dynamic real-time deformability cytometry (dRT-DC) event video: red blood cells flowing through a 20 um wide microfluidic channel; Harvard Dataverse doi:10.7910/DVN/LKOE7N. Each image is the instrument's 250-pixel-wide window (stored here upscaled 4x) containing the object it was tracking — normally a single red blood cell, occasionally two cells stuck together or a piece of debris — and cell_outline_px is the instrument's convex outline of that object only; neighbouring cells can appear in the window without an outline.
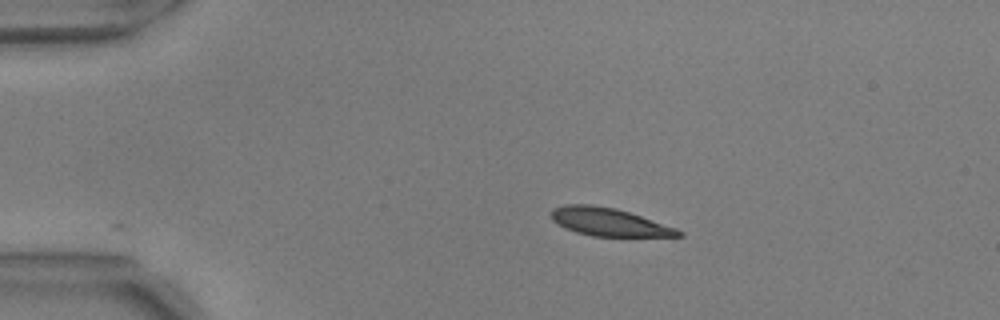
{"species": "common noctule bat (a hibernating species)", "species_latin": "Nyctalus noctula", "temperature_condition": "warm", "stored_images_in_passage": 21, "camera_frame_rate_fps": 3000, "um_per_image_px": 0.085, "animal": {"sex": "male", "body_mass_g": 17.9, "forearm_length_mm": 54.2}, "frame": {"image": 1, "passage_image": 1, "time_ms": 0.0, "image_size_px": [1000, 320], "cell_outline_px": [[684, 236], [592, 236], [576, 232], [552, 220], [552, 208], [564, 204], [592, 204], [616, 208], [676, 228], [684, 232]], "centroid_in_image_um": [51.76, 18.86], "position_along_channel_um": 33.2, "area_um2": 20.46}}
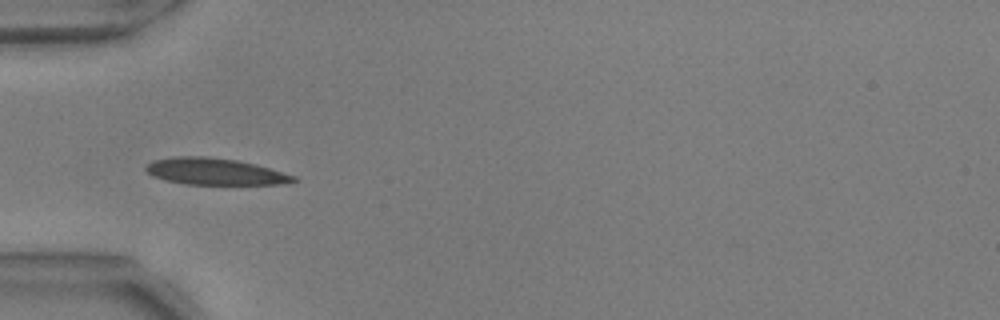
{"frame": {"image": 2, "passage_image": 8, "time_ms": 2.333, "image_size_px": [1000, 320], "cell_outline_px": [[296, 180], [280, 184], [184, 184], [164, 180], [152, 176], [144, 168], [152, 160], [180, 156], [204, 156], [236, 160], [256, 164], [296, 176]], "centroid_in_image_um": [18.23, 14.58], "position_along_channel_um": 66.8, "area_um2": 22.77}}
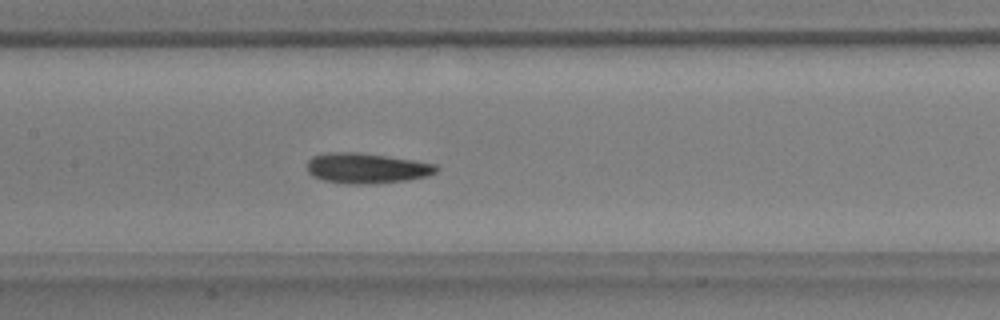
{"frame": {"image": 3, "passage_image": 17, "time_ms": 5.333, "image_size_px": [1000, 320], "cell_outline_px": [[440, 168], [436, 172], [428, 176], [408, 180], [372, 184], [344, 184], [324, 180], [312, 176], [308, 172], [308, 160], [312, 156], [324, 152], [356, 152], [412, 160], [436, 164]], "centroid_in_image_um": [31.15, 14.3], "position_along_channel_um": 176.3, "area_um2": 22.95}}